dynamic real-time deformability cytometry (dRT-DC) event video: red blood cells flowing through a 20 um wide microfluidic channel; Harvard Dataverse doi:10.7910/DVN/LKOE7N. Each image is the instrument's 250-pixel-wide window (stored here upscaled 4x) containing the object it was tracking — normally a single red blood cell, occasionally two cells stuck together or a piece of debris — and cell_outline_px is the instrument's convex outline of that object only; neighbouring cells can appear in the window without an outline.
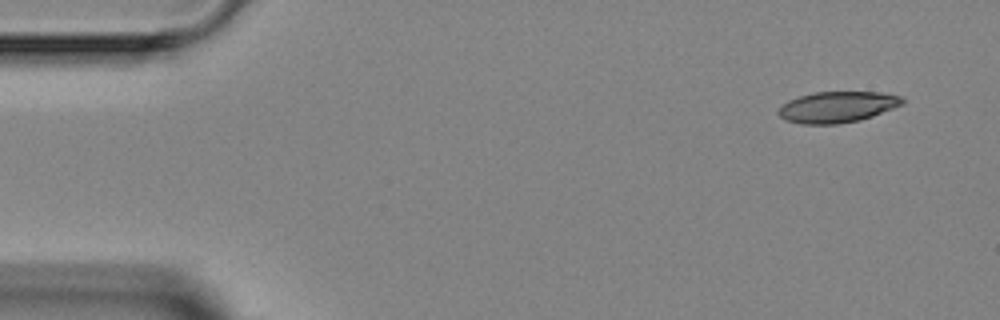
{"species": "Egyptian fruit bat (a non-hibernating species)", "species_latin": "Rousettus aegyptiacus", "temperature_condition": "room temperature", "stored_images_in_passage": 5, "camera_frame_rate_fps": 3000, "um_per_image_px": 0.085, "animal": {"sex": "female"}, "frame": {"image": 1, "passage_image": 1, "time_ms": 0.0, "image_size_px": [1000, 320], "cell_outline_px": [[904, 104], [872, 116], [860, 120], [836, 124], [804, 124], [784, 120], [776, 112], [788, 100], [800, 96], [816, 92], [880, 92], [900, 96], [904, 100]], "centroid_in_image_um": [71.17, 9.1], "position_along_channel_um": 13.8, "area_um2": 22.31}}
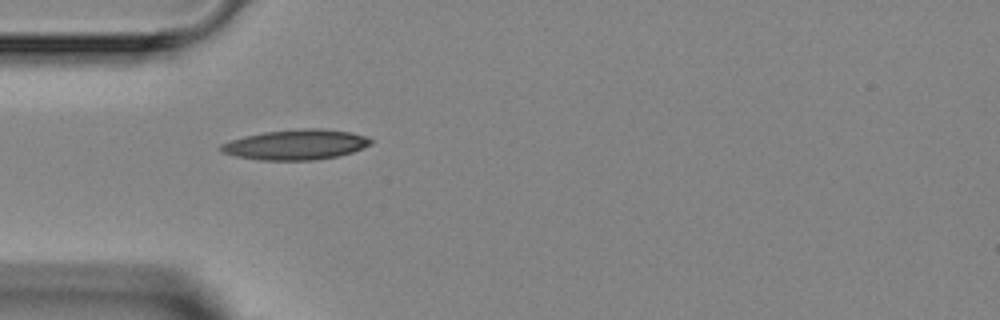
{"frame": {"image": 2, "passage_image": 4, "time_ms": 3.667, "image_size_px": [1000, 320], "cell_outline_px": [[372, 144], [352, 152], [336, 156], [312, 160], [260, 160], [236, 156], [220, 152], [220, 144], [244, 136], [264, 132], [300, 128], [320, 128], [352, 132], [364, 136], [372, 140]], "centroid_in_image_um": [25.14, 12.29], "position_along_channel_um": 59.9, "area_um2": 26.3}}
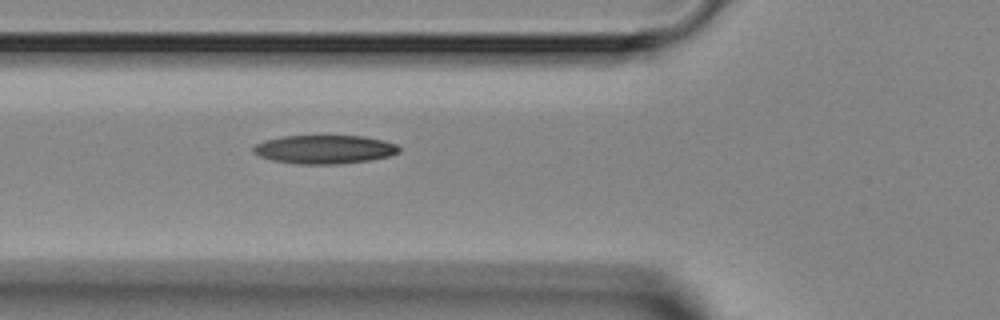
{"frame": {"image": 3, "passage_image": 5, "time_ms": 4.667, "image_size_px": [1000, 320], "cell_outline_px": [[400, 152], [388, 156], [372, 160], [340, 164], [296, 164], [272, 160], [260, 156], [252, 152], [252, 148], [256, 144], [264, 140], [280, 136], [320, 132], [364, 136], [384, 140], [396, 144], [400, 148]], "centroid_in_image_um": [27.57, 12.64], "position_along_channel_um": 98.2, "area_um2": 25.72}}